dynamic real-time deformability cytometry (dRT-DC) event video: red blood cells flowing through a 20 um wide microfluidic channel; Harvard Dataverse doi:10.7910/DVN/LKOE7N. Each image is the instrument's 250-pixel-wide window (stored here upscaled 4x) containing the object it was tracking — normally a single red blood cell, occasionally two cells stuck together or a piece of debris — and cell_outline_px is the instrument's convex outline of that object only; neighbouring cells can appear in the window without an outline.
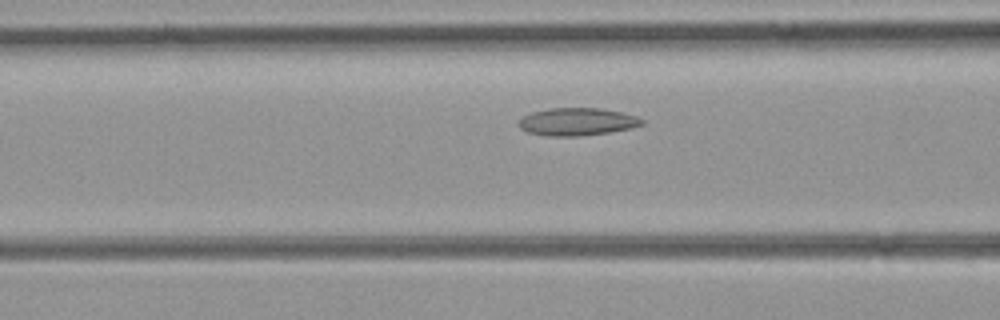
{"species": "common noctule bat (a hibernating species)", "species_latin": "Nyctalus noctula", "temperature_condition": "room temperature", "stored_images_in_passage": 24, "camera_frame_rate_fps": 3000, "um_per_image_px": 0.085, "animal": {"sex": "female", "body_mass_g": 21.9}, "frame": {"image": 1, "passage_image": 7, "time_ms": 2.0, "image_size_px": [1000, 320], "cell_outline_px": [[644, 124], [632, 128], [608, 132], [580, 136], [548, 136], [528, 132], [520, 128], [520, 120], [524, 116], [532, 112], [548, 108], [600, 108], [620, 112], [636, 116], [644, 120]], "centroid_in_image_um": [49.08, 10.34], "position_along_channel_um": 117.5, "area_um2": 19.71}}
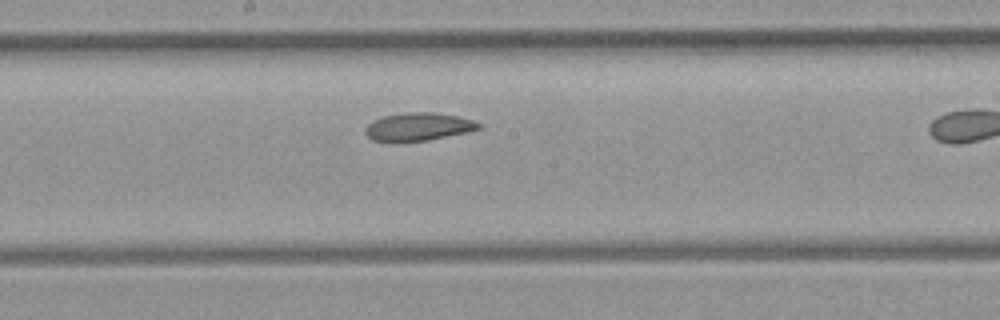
{"frame": {"image": 2, "passage_image": 14, "time_ms": 4.333, "image_size_px": [1000, 320], "cell_outline_px": [[480, 128], [468, 132], [428, 140], [372, 140], [364, 132], [364, 128], [372, 120], [380, 116], [408, 112], [432, 112], [456, 116], [472, 120], [480, 124]], "centroid_in_image_um": [35.53, 10.75], "position_along_channel_um": 212.7, "area_um2": 18.15}}
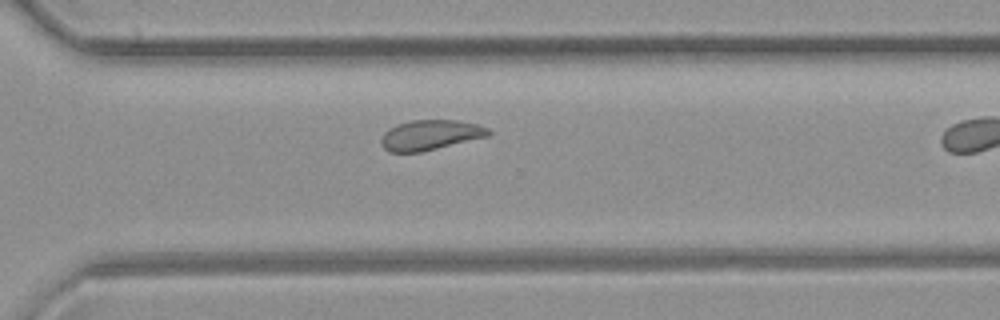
{"frame": {"image": 3, "passage_image": 23, "time_ms": 7.333, "image_size_px": [1000, 320], "cell_outline_px": [[492, 132], [488, 136], [420, 152], [388, 152], [380, 144], [380, 140], [384, 132], [388, 128], [396, 124], [412, 120], [456, 120], [476, 124], [488, 128]], "centroid_in_image_um": [36.53, 11.47], "position_along_channel_um": 334.1, "area_um2": 18.79}}